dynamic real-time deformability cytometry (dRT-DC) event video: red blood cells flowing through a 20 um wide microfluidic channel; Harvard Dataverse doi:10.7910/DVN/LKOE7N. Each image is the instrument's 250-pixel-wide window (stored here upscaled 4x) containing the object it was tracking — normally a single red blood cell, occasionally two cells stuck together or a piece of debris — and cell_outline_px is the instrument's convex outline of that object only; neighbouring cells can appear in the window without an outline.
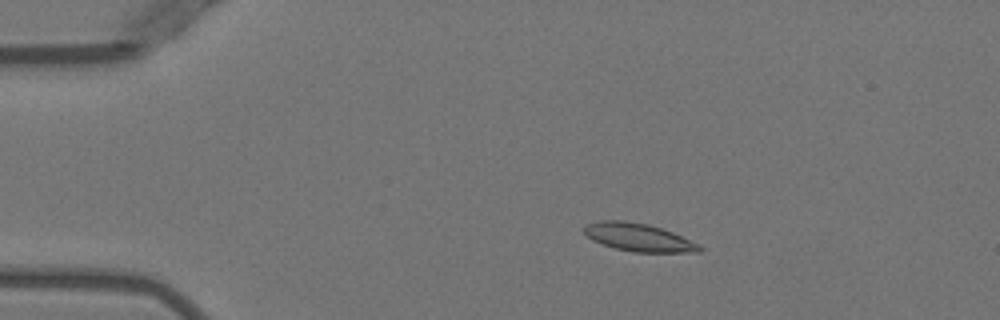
{"species": "Egyptian fruit bat (a non-hibernating species)", "species_latin": "Rousettus aegyptiacus", "temperature_condition": "warm", "stored_images_in_passage": 4, "camera_frame_rate_fps": 3000, "um_per_image_px": 0.085, "animal": {"sex": "female"}, "frame": {"image": 1, "passage_image": 2, "time_ms": 1.333, "image_size_px": [1000, 320], "cell_outline_px": [[704, 248], [700, 252], [632, 252], [612, 248], [592, 240], [580, 228], [588, 224], [600, 220], [624, 220], [648, 224], [672, 232], [700, 244]], "centroid_in_image_um": [54.26, 20.18], "position_along_channel_um": 30.7, "area_um2": 18.96}}
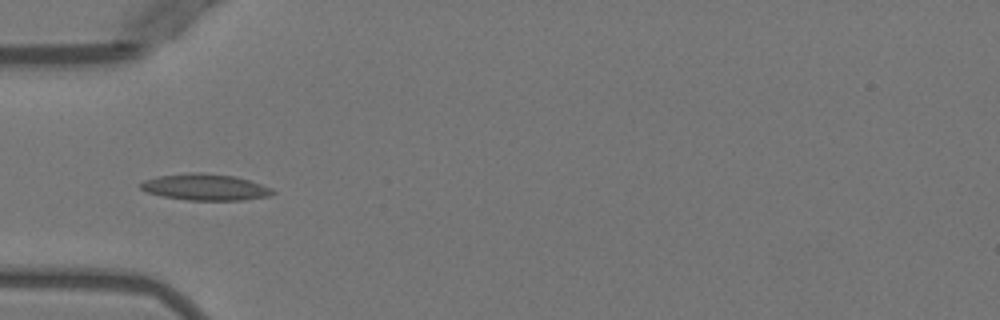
{"frame": {"image": 2, "passage_image": 4, "time_ms": 3.667, "image_size_px": [1000, 320], "cell_outline_px": [[276, 192], [268, 196], [244, 200], [188, 200], [164, 196], [148, 192], [140, 188], [140, 184], [144, 180], [156, 176], [192, 172], [200, 172], [236, 176], [272, 188]], "centroid_in_image_um": [17.45, 15.9], "position_along_channel_um": 67.6, "area_um2": 20.23}}